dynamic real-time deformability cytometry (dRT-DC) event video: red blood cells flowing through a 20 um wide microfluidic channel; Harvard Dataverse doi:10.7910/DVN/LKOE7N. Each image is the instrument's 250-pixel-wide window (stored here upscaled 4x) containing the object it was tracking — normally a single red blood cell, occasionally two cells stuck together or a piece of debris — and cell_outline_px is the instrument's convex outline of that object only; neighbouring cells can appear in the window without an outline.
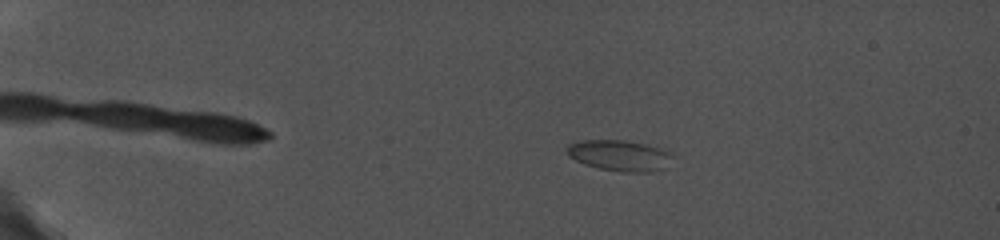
{"species": "common noctule bat (a hibernating species)", "species_latin": "Nyctalus noctula", "temperature_condition": "cold", "stored_images_in_passage": 31, "camera_frame_rate_fps": 5000, "um_per_image_px": 0.085, "animal": {"sex": "female", "body_mass_g": 19.0, "forearm_length_mm": 56.7}, "frame": {"image": 1, "passage_image": 2, "time_ms": 0.4, "image_size_px": [1000, 240], "cell_outline_px": [[672, 156], [664, 168], [652, 172], [624, 172], [600, 168], [584, 164], [568, 156], [568, 144], [580, 140], [624, 140], [644, 144], [660, 148], [668, 152]], "centroid_in_image_um": [52.64, 13.21], "position_along_channel_um": 32.4, "area_um2": 18.73}}
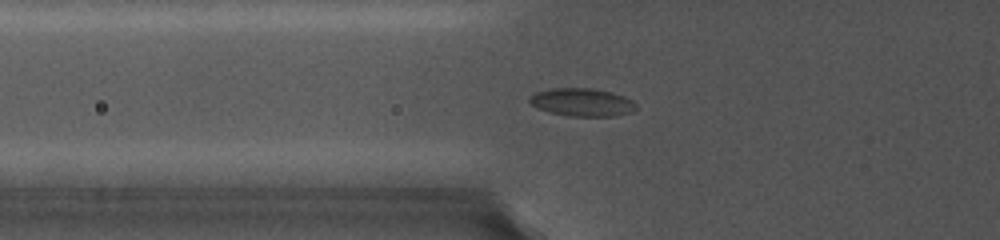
{"frame": {"image": 2, "passage_image": 17, "time_ms": 4.6, "image_size_px": [1000, 240], "cell_outline_px": [[636, 108], [632, 112], [616, 116], [568, 116], [548, 112], [536, 108], [528, 100], [528, 96], [536, 92], [552, 88], [592, 88], [612, 92], [624, 96], [632, 100], [636, 104]], "centroid_in_image_um": [49.46, 8.69], "position_along_channel_um": 76.3, "area_um2": 17.57}}
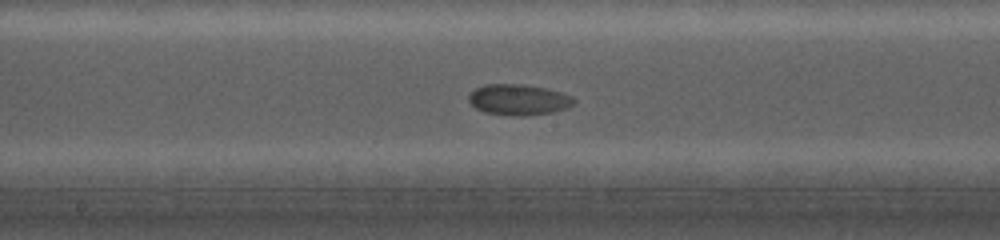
{"frame": {"image": 3, "passage_image": 29, "time_ms": 8.4, "image_size_px": [1000, 240], "cell_outline_px": [[576, 104], [568, 108], [552, 112], [524, 116], [512, 116], [484, 112], [476, 108], [468, 100], [468, 92], [484, 84], [524, 84], [544, 88], [560, 92], [572, 96], [576, 100]], "centroid_in_image_um": [44.08, 8.47], "position_along_channel_um": 204.1, "area_um2": 19.13}}